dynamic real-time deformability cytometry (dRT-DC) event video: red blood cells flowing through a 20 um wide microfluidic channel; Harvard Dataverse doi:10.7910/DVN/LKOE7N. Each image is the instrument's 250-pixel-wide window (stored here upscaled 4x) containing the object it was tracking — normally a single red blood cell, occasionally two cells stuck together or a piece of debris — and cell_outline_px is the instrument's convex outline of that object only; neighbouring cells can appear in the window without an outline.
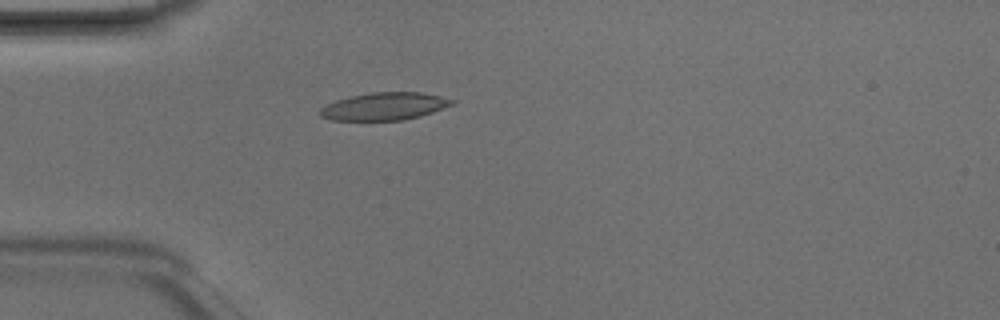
{"species": "Egyptian fruit bat (a non-hibernating species)", "species_latin": "Rousettus aegyptiacus", "temperature_condition": "room temperature", "stored_images_in_passage": 4, "camera_frame_rate_fps": 3000, "um_per_image_px": 0.085, "animal": {"sex": "male"}, "frame": {"image": 1, "passage_image": 4, "time_ms": 1.0, "image_size_px": [1000, 320], "cell_outline_px": [[456, 104], [420, 116], [404, 120], [332, 120], [320, 116], [320, 108], [336, 100], [352, 96], [372, 92], [420, 92], [440, 96], [456, 100]], "centroid_in_image_um": [32.72, 9.04], "position_along_channel_um": 52.3, "area_um2": 21.15}}